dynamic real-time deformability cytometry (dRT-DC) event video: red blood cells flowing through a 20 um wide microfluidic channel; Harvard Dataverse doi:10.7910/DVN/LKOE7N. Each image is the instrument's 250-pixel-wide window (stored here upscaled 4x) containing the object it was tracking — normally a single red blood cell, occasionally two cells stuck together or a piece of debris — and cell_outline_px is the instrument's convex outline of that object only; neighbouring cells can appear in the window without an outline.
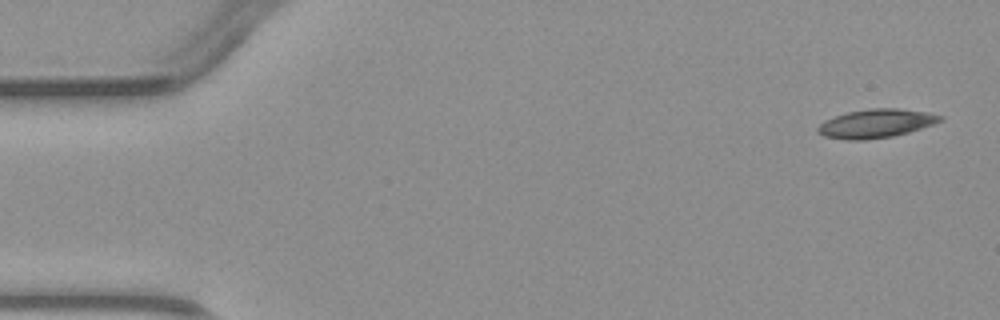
{"species": "common noctule bat (a hibernating species)", "species_latin": "Nyctalus noctula", "temperature_condition": "warm", "stored_images_in_passage": 5, "camera_frame_rate_fps": 3000, "um_per_image_px": 0.085, "animal": {"sex": "male", "body_mass_g": 23.1, "forearm_length_mm": 52.7}, "frame": {"image": 1, "passage_image": 1, "time_ms": 0.0, "image_size_px": [1000, 320], "cell_outline_px": [[944, 120], [908, 132], [892, 136], [864, 140], [844, 140], [824, 136], [816, 132], [816, 128], [824, 120], [848, 112], [868, 108], [900, 108], [924, 112], [944, 116]], "centroid_in_image_um": [74.42, 10.49], "position_along_channel_um": 10.6, "area_um2": 20.4}}
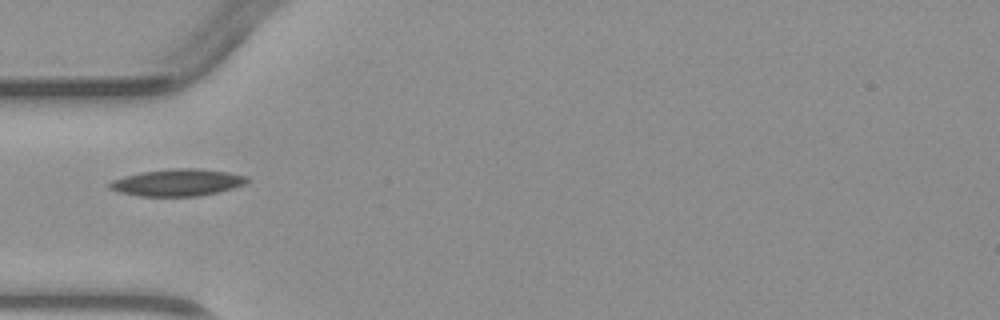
{"frame": {"image": 2, "passage_image": 4, "time_ms": 4.333, "image_size_px": [1000, 320], "cell_outline_px": [[252, 180], [244, 184], [220, 192], [200, 196], [140, 196], [116, 192], [108, 188], [108, 184], [112, 180], [124, 176], [140, 172], [172, 168], [200, 168], [228, 172], [248, 176]], "centroid_in_image_um": [15.09, 15.51], "position_along_channel_um": 69.9, "area_um2": 21.96}}
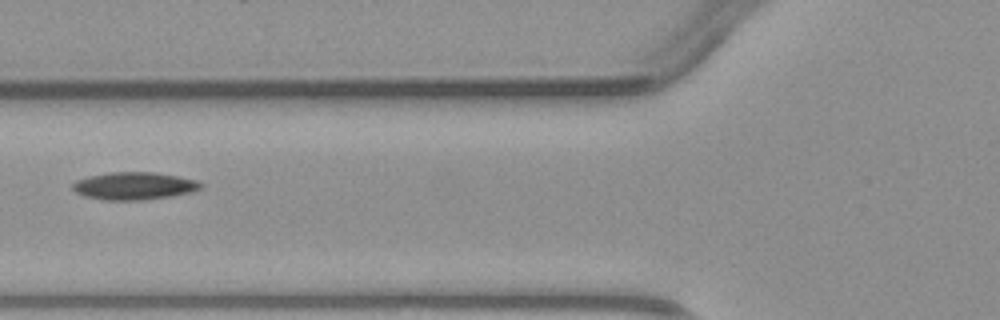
{"frame": {"image": 3, "passage_image": 5, "time_ms": 5.333, "image_size_px": [1000, 320], "cell_outline_px": [[204, 184], [200, 188], [188, 192], [168, 196], [140, 200], [104, 200], [84, 196], [76, 192], [72, 188], [72, 184], [76, 180], [88, 176], [108, 172], [156, 172], [196, 180]], "centroid_in_image_um": [11.34, 15.79], "position_along_channel_um": 114.5, "area_um2": 20.4}}